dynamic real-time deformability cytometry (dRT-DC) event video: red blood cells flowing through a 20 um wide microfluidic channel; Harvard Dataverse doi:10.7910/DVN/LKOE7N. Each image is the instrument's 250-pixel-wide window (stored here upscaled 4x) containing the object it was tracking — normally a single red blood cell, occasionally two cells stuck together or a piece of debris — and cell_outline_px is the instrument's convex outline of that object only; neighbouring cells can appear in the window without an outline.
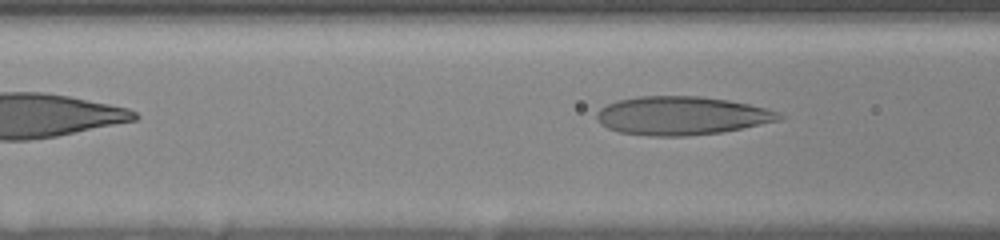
{"species": "human", "species_latin": "Homo sapiens", "temperature_condition": "room temperature", "stored_images_in_passage": 5, "segment_of_instrument_passage": [2, 2], "camera_frame_rate_fps": 3000, "um_per_image_px": 0.085, "donor": {"sex": "female"}, "frame": {"image": 1, "passage_image": 5, "time_ms": 3.333, "image_size_px": [1000, 240], "cell_outline_px": [[784, 116], [780, 120], [720, 132], [684, 136], [648, 136], [616, 132], [600, 124], [596, 120], [596, 112], [600, 108], [608, 104], [620, 100], [636, 96], [700, 96], [728, 100], [748, 104], [780, 112]], "centroid_in_image_um": [57.88, 9.83], "position_along_channel_um": 108.7, "area_um2": 40.86}}